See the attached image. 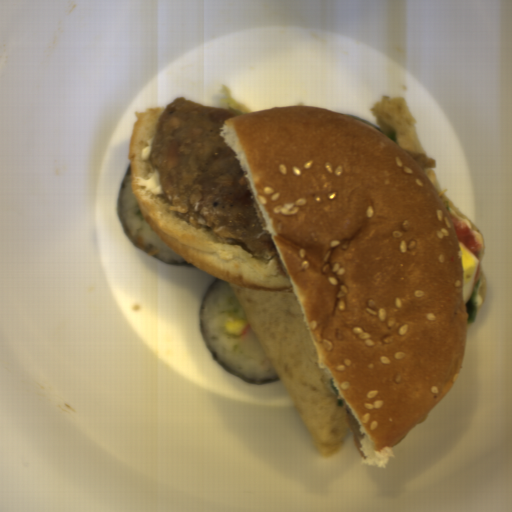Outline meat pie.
Masks as SVG:
<instances>
[{
    "mask_svg": "<svg viewBox=\"0 0 512 512\" xmlns=\"http://www.w3.org/2000/svg\"><path fill=\"white\" fill-rule=\"evenodd\" d=\"M236 116L182 95L173 98L158 116L147 162L178 217L198 230L207 228L219 244L268 261L279 252L248 171L219 135L224 120Z\"/></svg>",
    "mask_w": 512,
    "mask_h": 512,
    "instance_id": "1",
    "label": "meat pie"
}]
</instances>
